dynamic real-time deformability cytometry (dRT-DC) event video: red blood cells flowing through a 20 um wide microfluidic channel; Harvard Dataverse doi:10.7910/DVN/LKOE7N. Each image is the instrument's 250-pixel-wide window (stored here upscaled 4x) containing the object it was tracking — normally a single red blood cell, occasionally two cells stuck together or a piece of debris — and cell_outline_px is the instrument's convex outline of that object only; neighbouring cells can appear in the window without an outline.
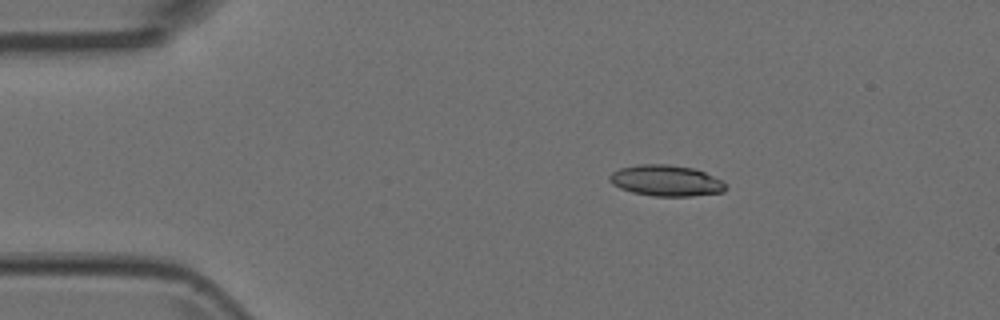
{"species": "Egyptian fruit bat (a non-hibernating species)", "species_latin": "Rousettus aegyptiacus", "temperature_condition": "room temperature", "stored_images_in_passage": 2, "camera_frame_rate_fps": 3000, "um_per_image_px": 0.085, "animal": {"sex": "female"}, "frame": {"image": 1, "passage_image": 1, "time_ms": 0.0, "image_size_px": [1000, 320], "cell_outline_px": [[724, 192], [692, 196], [652, 196], [632, 192], [620, 188], [612, 184], [608, 180], [608, 176], [612, 172], [620, 168], [640, 164], [668, 164], [692, 168], [704, 172], [720, 180], [724, 184]], "centroid_in_image_um": [56.56, 15.35], "position_along_channel_um": 28.4, "area_um2": 20.87}}